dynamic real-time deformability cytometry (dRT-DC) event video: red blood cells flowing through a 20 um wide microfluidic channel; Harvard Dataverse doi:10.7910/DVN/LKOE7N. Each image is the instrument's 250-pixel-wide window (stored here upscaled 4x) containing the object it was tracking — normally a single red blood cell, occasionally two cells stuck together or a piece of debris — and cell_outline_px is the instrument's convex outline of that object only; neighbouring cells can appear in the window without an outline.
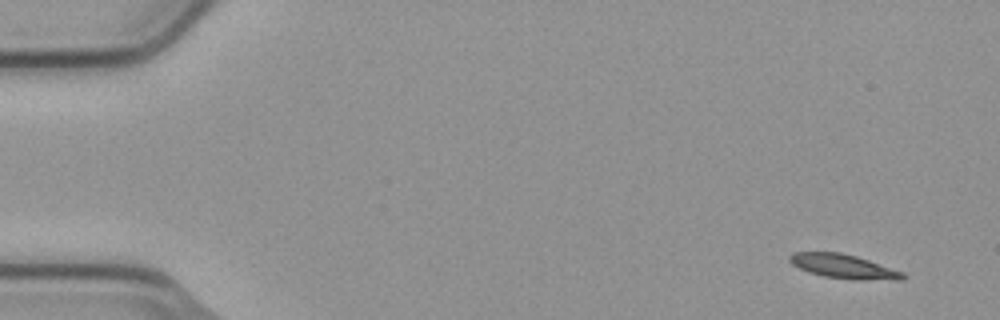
{"species": "common noctule bat (a hibernating species)", "species_latin": "Nyctalus noctula", "temperature_condition": "cold", "stored_images_in_passage": 53, "camera_frame_rate_fps": 3000, "um_per_image_px": 0.085, "animal": {"sex": "male", "body_mass_g": 23.1, "forearm_length_mm": 52.7}, "frame": {"image": 1, "passage_image": 1, "time_ms": 0.0, "image_size_px": [1000, 320], "cell_outline_px": [[904, 280], [852, 280], [824, 276], [808, 272], [792, 264], [788, 260], [788, 256], [792, 252], [840, 252], [856, 256], [904, 272]], "centroid_in_image_um": [71.69, 22.65], "position_along_channel_um": 13.3, "area_um2": 16.01}}
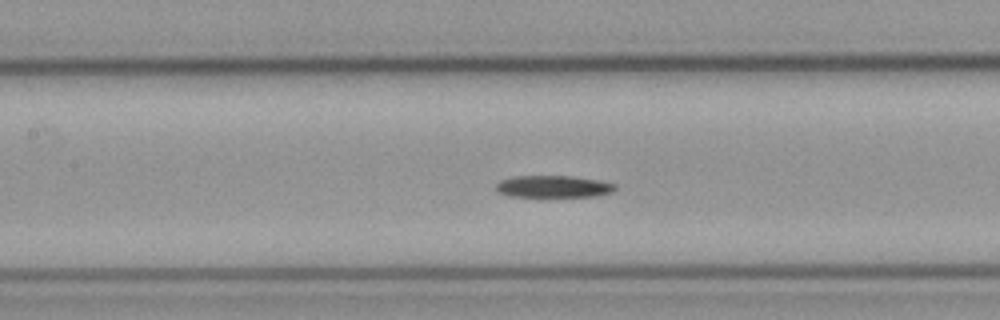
{"frame": {"image": 2, "passage_image": 23, "time_ms": 7.333, "image_size_px": [1000, 320], "cell_outline_px": [[616, 188], [612, 192], [596, 196], [540, 200], [508, 196], [500, 192], [496, 188], [496, 184], [500, 180], [516, 176], [572, 176], [600, 180], [616, 184]], "centroid_in_image_um": [47.03, 15.92], "position_along_channel_um": 160.4, "area_um2": 16.42}}
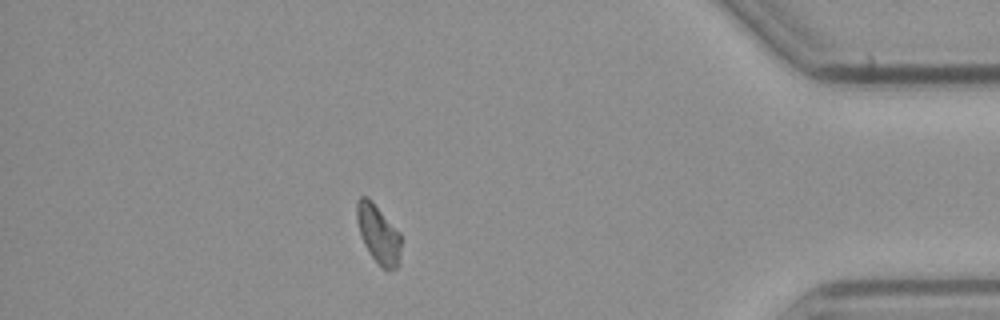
{"frame": {"image": 3, "passage_image": 46, "time_ms": 15.0, "image_size_px": [1000, 320], "cell_outline_px": [[400, 264], [396, 268], [384, 268], [372, 256], [364, 244], [356, 220], [356, 200], [360, 196], [368, 196], [372, 200], [400, 232]], "centroid_in_image_um": [32.15, 19.82], "position_along_channel_um": 403.1, "area_um2": 15.03}, "authors_computed_cell_mechanics": {"area_um2": 15.606, "velocity_mm_per_s": 3.7388, "shape_relaxation_time_tau1_ms": 8.4647, "shape_relaxation_time_tau2_ms": null, "deformation_change_tau1": 0.1606, "deformation_change_tau2": null}}